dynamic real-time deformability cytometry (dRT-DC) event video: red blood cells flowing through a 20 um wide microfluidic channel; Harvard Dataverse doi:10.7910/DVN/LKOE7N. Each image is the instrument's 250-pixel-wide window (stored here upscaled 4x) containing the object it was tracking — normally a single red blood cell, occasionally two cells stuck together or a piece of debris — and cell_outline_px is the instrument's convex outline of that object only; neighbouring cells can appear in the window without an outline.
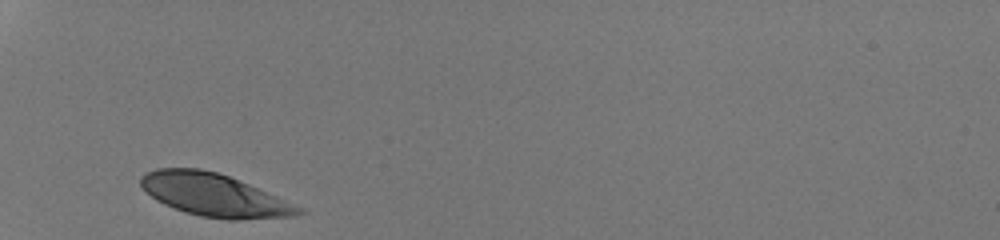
{"species": "human", "species_latin": "Homo sapiens", "temperature_condition": "room temperature", "stored_images_in_passage": 26, "camera_frame_rate_fps": 3000, "um_per_image_px": 0.085, "donor": {"sex": "male"}, "frame": {"image": 1, "passage_image": 1, "time_ms": 0.0, "image_size_px": [1000, 240], "cell_outline_px": [[308, 212], [296, 216], [240, 220], [228, 220], [200, 216], [184, 212], [164, 204], [156, 200], [140, 184], [140, 176], [144, 172], [156, 168], [200, 168], [216, 172], [228, 176], [248, 184], [304, 208]], "centroid_in_image_um": [18.22, 16.59], "position_along_channel_um": 66.8, "area_um2": 39.3}}
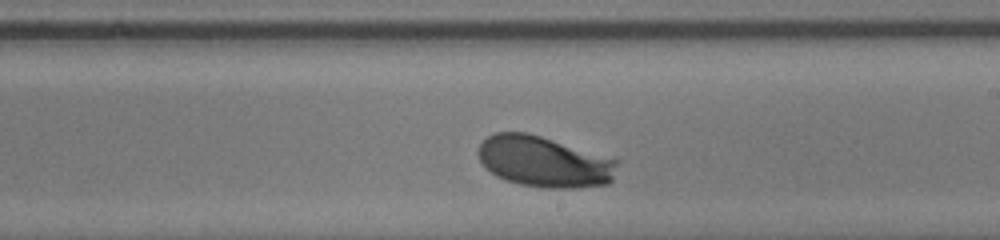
{"frame": {"image": 2, "passage_image": 15, "time_ms": 4.667, "image_size_px": [1000, 240], "cell_outline_px": [[620, 160], [612, 180], [608, 184], [572, 188], [544, 188], [520, 184], [496, 176], [480, 160], [476, 152], [480, 144], [488, 136], [496, 132], [528, 132]], "centroid_in_image_um": [46.27, 13.74], "position_along_channel_um": 242.7, "area_um2": 41.21}}
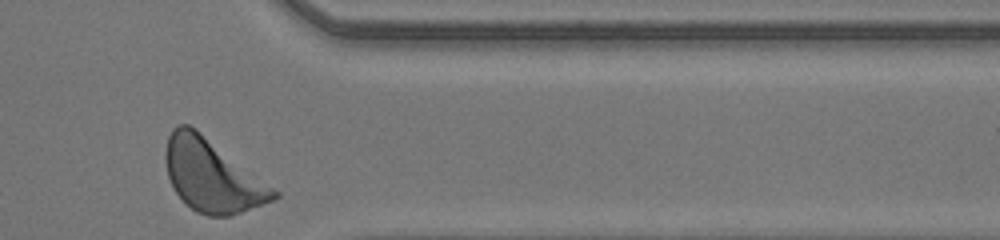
{"frame": {"image": 3, "passage_image": 26, "time_ms": 8.333, "image_size_px": [1000, 240], "cell_outline_px": [[280, 196], [272, 200], [240, 212], [228, 216], [208, 216], [196, 212], [176, 192], [168, 176], [164, 160], [164, 152], [168, 136], [172, 128], [180, 124], [188, 124], [196, 128], [280, 192]], "centroid_in_image_um": [18.01, 14.9], "position_along_channel_um": 393.4, "area_um2": 45.26}, "authors_computed_cell_mechanics": {"area_um2": 41.1247, "velocity_mm_per_s": 4.1737, "shape_relaxation_time_tau1_ms": 1.6761, "shape_relaxation_time_tau2_ms": null, "deformation_change_tau1": 0.1143, "deformation_change_tau2": null}}